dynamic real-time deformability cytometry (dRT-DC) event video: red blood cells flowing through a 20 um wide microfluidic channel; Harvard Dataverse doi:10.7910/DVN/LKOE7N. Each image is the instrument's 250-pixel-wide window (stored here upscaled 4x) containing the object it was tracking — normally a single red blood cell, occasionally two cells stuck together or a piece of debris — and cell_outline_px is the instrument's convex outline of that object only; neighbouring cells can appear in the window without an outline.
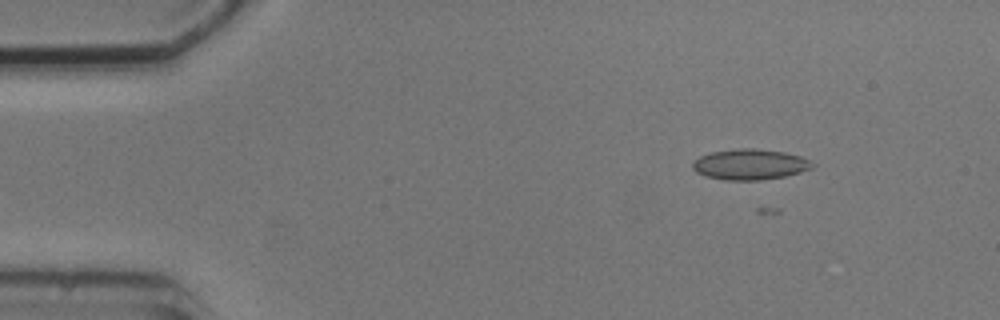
{"species": "common noctule bat (a hibernating species)", "species_latin": "Nyctalus noctula", "temperature_condition": "cold", "stored_images_in_passage": 7, "camera_frame_rate_fps": 3000, "um_per_image_px": 0.085, "animal": {"sex": "male", "body_mass_g": 20.5, "forearm_length_mm": 52.5}, "frame": {"image": 1, "passage_image": 3, "time_ms": 2.333, "image_size_px": [1000, 320], "cell_outline_px": [[816, 164], [812, 168], [800, 172], [784, 176], [760, 180], [724, 180], [704, 176], [696, 172], [692, 168], [692, 160], [700, 156], [712, 152], [740, 148], [752, 148], [784, 152], [800, 156]], "centroid_in_image_um": [63.71, 13.98], "position_along_channel_um": 21.3, "area_um2": 21.39}}